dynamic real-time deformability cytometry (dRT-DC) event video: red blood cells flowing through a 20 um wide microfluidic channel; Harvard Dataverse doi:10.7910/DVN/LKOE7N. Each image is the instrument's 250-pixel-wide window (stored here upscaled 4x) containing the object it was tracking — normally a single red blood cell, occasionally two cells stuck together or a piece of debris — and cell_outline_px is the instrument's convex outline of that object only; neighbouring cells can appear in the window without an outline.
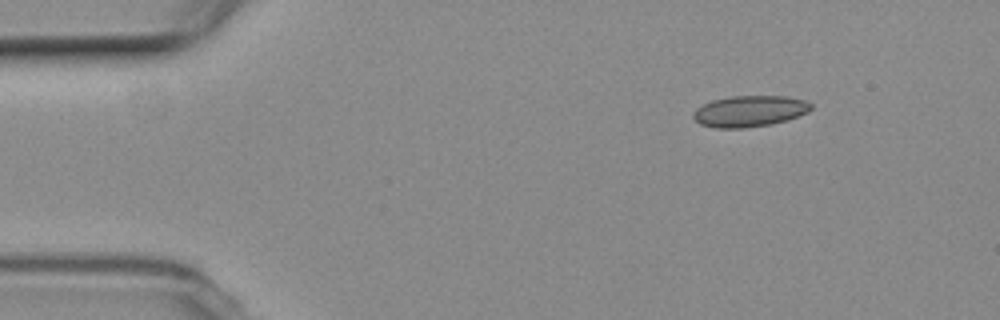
{"species": "common noctule bat (a hibernating species)", "species_latin": "Nyctalus noctula", "temperature_condition": "room temperature", "stored_images_in_passage": 4, "camera_frame_rate_fps": 3000, "um_per_image_px": 0.085, "animal": {"sex": "female", "body_mass_g": 19.3, "forearm_length_mm": 54.1}, "frame": {"image": 1, "passage_image": 1, "time_ms": 0.0, "image_size_px": [1000, 320], "cell_outline_px": [[812, 108], [808, 112], [788, 120], [772, 124], [744, 128], [716, 128], [700, 124], [692, 116], [692, 112], [696, 108], [712, 100], [732, 96], [784, 96], [804, 100], [812, 104]], "centroid_in_image_um": [63.71, 9.45], "position_along_channel_um": 21.3, "area_um2": 21.44}}
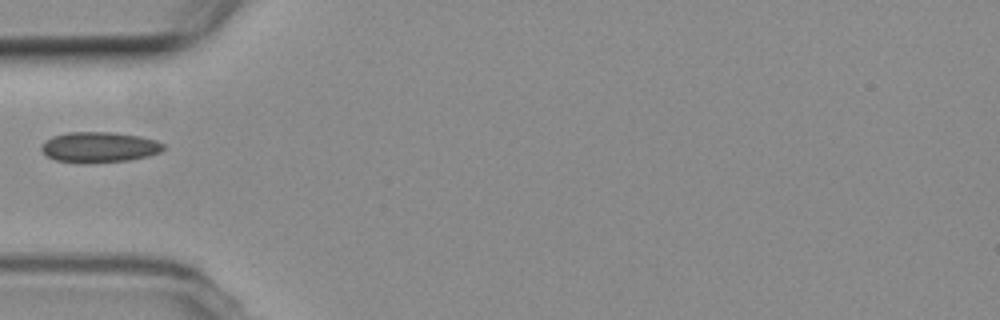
{"frame": {"image": 2, "passage_image": 4, "time_ms": 3.667, "image_size_px": [1000, 320], "cell_outline_px": [[164, 148], [160, 152], [148, 156], [128, 160], [84, 164], [80, 164], [56, 160], [48, 156], [40, 148], [52, 136], [68, 132], [112, 132], [140, 136], [156, 140], [164, 144]], "centroid_in_image_um": [8.45, 12.52], "position_along_channel_um": 76.5, "area_um2": 21.73}}